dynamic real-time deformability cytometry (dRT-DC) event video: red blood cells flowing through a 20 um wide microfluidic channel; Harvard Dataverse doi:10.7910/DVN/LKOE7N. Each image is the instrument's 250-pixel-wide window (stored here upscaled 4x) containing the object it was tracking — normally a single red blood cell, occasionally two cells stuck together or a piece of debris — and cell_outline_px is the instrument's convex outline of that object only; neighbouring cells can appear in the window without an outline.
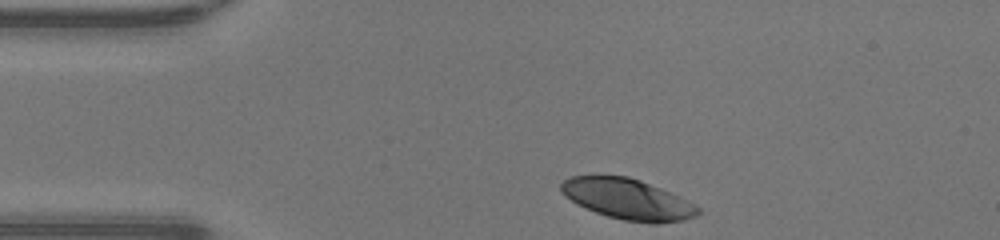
{"species": "human", "species_latin": "Homo sapiens", "temperature_condition": "warm", "stored_images_in_passage": 31, "camera_frame_rate_fps": 3000, "um_per_image_px": 0.085, "donor": {"sex": "male"}, "frame": {"image": 1, "passage_image": 1, "time_ms": 0.0, "image_size_px": [1000, 240], "cell_outline_px": [[700, 212], [696, 216], [684, 220], [656, 224], [652, 224], [624, 220], [608, 216], [596, 212], [564, 196], [560, 192], [560, 184], [564, 180], [572, 176], [628, 176], [640, 180], [660, 188], [700, 208]], "centroid_in_image_um": [53.34, 16.93], "position_along_channel_um": 31.7, "area_um2": 31.91}}
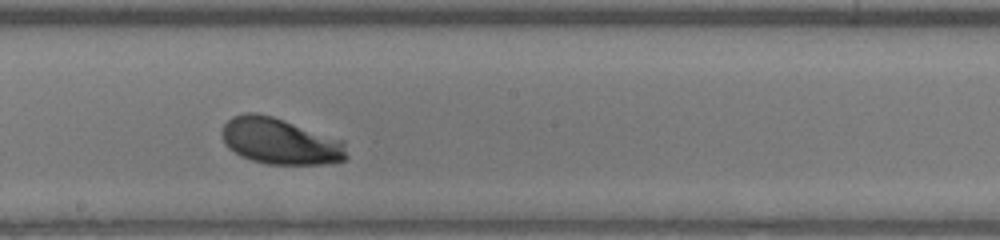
{"frame": {"image": 2, "passage_image": 18, "time_ms": 5.667, "image_size_px": [1000, 240], "cell_outline_px": [[348, 156], [344, 160], [328, 164], [268, 164], [252, 160], [240, 156], [228, 148], [224, 144], [224, 124], [232, 116], [244, 112], [256, 112], [272, 116], [344, 140]], "centroid_in_image_um": [23.83, 12.0], "position_along_channel_um": 224.4, "area_um2": 33.64}}
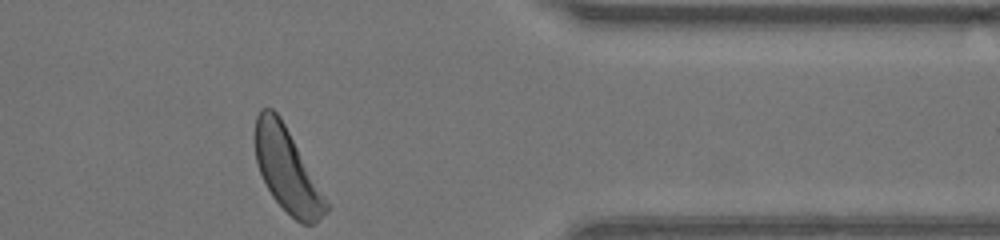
{"frame": {"image": 3, "passage_image": 31, "time_ms": 10.0, "image_size_px": [1000, 240], "cell_outline_px": [[332, 208], [316, 224], [300, 224], [272, 196], [260, 172], [256, 160], [256, 116], [260, 108], [272, 108], [280, 116]], "centroid_in_image_um": [24.44, 14.49], "position_along_channel_um": 387.0, "area_um2": 34.16}, "authors_computed_cell_mechanics": {"area_um2": 33.6974, "velocity_mm_per_s": 4.2425, "shape_relaxation_time_tau1_ms": 1.5618, "shape_relaxation_time_tau2_ms": null, "deformation_change_tau1": 0.132, "deformation_change_tau2": null}}